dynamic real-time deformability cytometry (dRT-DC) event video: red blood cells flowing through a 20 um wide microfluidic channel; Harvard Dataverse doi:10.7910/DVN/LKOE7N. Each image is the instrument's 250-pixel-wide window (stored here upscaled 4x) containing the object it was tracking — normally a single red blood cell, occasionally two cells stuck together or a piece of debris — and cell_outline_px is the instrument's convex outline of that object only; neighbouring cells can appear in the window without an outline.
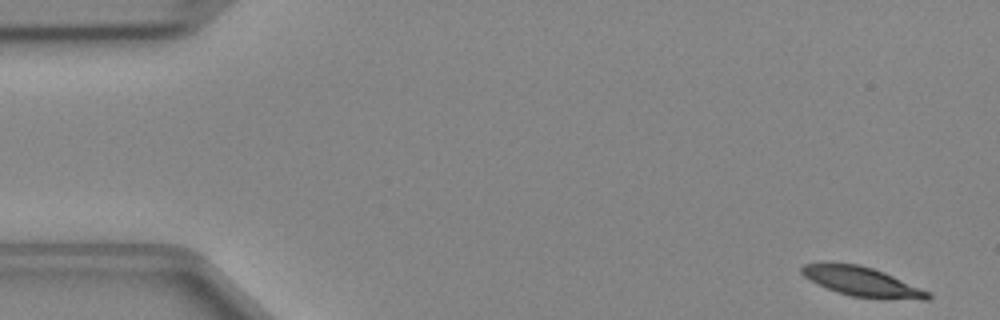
{"species": "Egyptian fruit bat (a non-hibernating species)", "species_latin": "Rousettus aegyptiacus", "temperature_condition": "cold", "stored_images_in_passage": 47, "camera_frame_rate_fps": 3000, "um_per_image_px": 0.085, "animal": {"sex": "female"}, "frame": {"image": 1, "passage_image": 1, "time_ms": 0.0, "image_size_px": [1000, 320], "cell_outline_px": [[932, 296], [928, 300], [920, 300], [852, 296], [836, 292], [816, 284], [804, 276], [800, 272], [800, 268], [804, 264], [820, 260], [860, 264], [884, 272], [932, 292]], "centroid_in_image_um": [73.22, 23.9], "position_along_channel_um": 11.8, "area_um2": 22.2}}
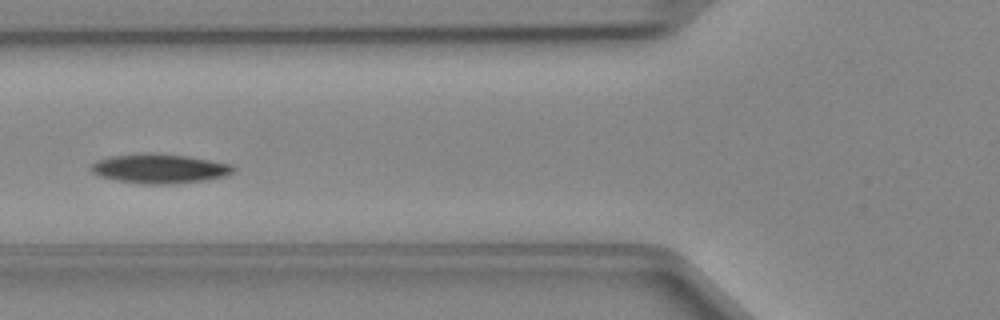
{"frame": {"image": 2, "passage_image": 17, "time_ms": 5.333, "image_size_px": [1000, 320], "cell_outline_px": [[236, 172], [228, 176], [204, 180], [172, 184], [144, 184], [116, 180], [100, 176], [92, 172], [88, 168], [96, 160], [112, 156], [144, 152], [152, 152], [188, 156], [232, 164], [236, 168]], "centroid_in_image_um": [13.59, 14.32], "position_along_channel_um": 112.2, "area_um2": 24.74}}
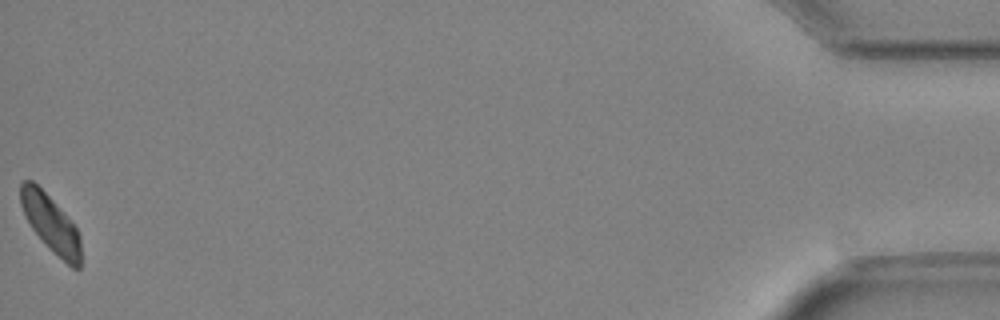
{"frame": {"image": 3, "passage_image": 47, "time_ms": 15.333, "image_size_px": [1000, 320], "cell_outline_px": [[80, 268], [72, 268], [32, 228], [20, 204], [20, 184], [24, 180], [32, 180], [52, 200], [76, 228], [80, 236]], "centroid_in_image_um": [4.3, 18.95], "position_along_channel_um": 430.9, "area_um2": 18.96}}